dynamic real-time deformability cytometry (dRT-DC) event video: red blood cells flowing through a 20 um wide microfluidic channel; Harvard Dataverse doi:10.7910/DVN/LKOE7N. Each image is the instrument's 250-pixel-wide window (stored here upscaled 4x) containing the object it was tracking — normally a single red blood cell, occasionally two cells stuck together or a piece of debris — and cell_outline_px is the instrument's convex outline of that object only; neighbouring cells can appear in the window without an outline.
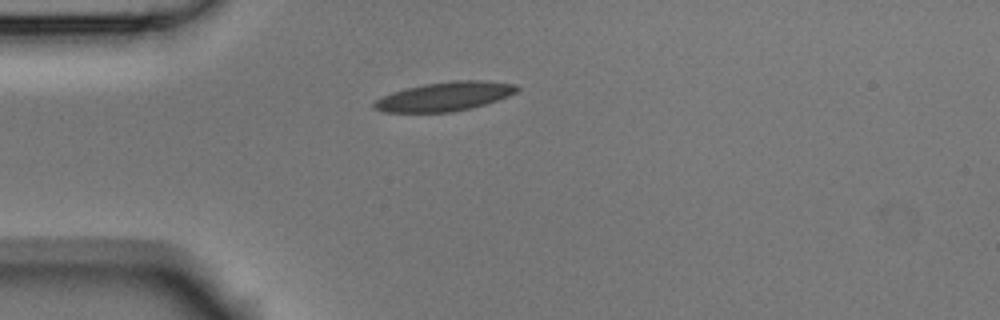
{"species": "Egyptian fruit bat (a non-hibernating species)", "species_latin": "Rousettus aegyptiacus", "temperature_condition": "room temperature", "stored_images_in_passage": 4, "camera_frame_rate_fps": 3000, "um_per_image_px": 0.085, "animal": {"sex": "male"}, "frame": {"image": 1, "passage_image": 1, "time_ms": 0.0, "image_size_px": [1000, 320], "cell_outline_px": [[520, 88], [516, 92], [508, 96], [472, 108], [452, 112], [384, 112], [372, 108], [372, 104], [376, 100], [392, 92], [404, 88], [424, 84], [456, 80], [484, 80], [516, 84]], "centroid_in_image_um": [37.79, 8.19], "position_along_channel_um": 47.2, "area_um2": 24.16}}
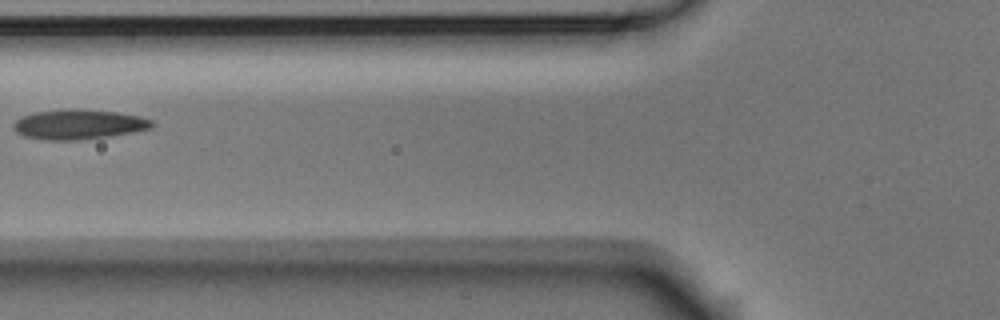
{"frame": {"image": 2, "passage_image": 3, "time_ms": 0.667, "image_size_px": [1000, 320], "cell_outline_px": [[156, 124], [152, 128], [132, 132], [108, 136], [76, 140], [48, 140], [24, 136], [16, 132], [12, 128], [12, 124], [20, 116], [32, 112], [60, 108], [80, 108], [116, 112], [140, 116], [152, 120]], "centroid_in_image_um": [6.65, 10.54], "position_along_channel_um": 119.2, "area_um2": 24.51}}
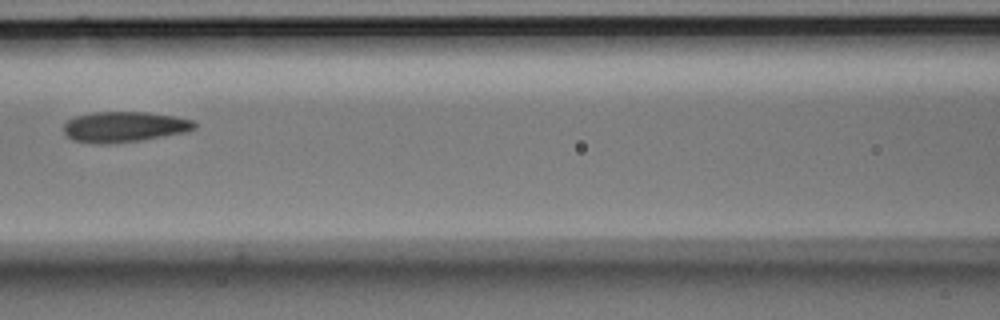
{"frame": {"image": 3, "passage_image": 4, "time_ms": 1.0, "image_size_px": [1000, 320], "cell_outline_px": [[196, 128], [184, 132], [140, 140], [104, 144], [96, 144], [72, 140], [64, 132], [64, 124], [68, 120], [76, 116], [92, 112], [148, 112], [176, 116], [192, 120], [196, 124]], "centroid_in_image_um": [10.54, 10.77], "position_along_channel_um": 156.1, "area_um2": 23.18}}